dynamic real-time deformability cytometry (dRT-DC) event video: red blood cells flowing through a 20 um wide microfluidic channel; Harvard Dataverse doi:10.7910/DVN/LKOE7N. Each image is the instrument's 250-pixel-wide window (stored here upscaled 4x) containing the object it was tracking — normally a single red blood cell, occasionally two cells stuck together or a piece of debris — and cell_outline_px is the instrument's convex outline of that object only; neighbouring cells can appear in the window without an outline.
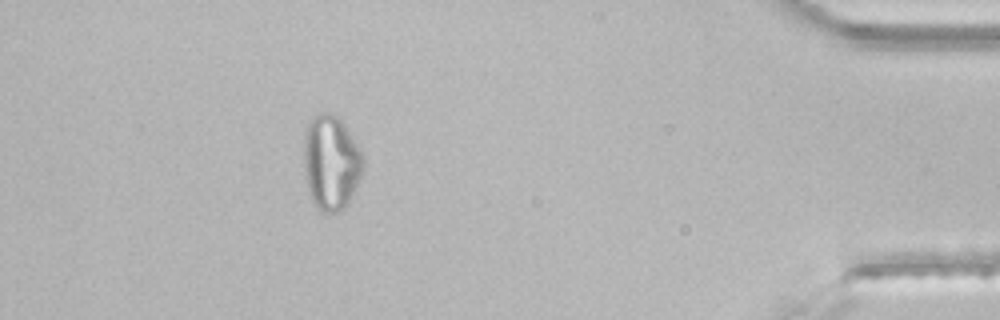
{"species": "common noctule bat (a hibernating species)", "species_latin": "Nyctalus noctula", "temperature_condition": "room temperature", "stored_images_in_passage": 43, "segment_of_instrument_passage": [2, 2], "camera_frame_rate_fps": 3000, "um_per_image_px": 0.085, "animal": {"sex": "male", "body_mass_g": 21.5, "forearm_length_mm": 52.0}, "frame": {"image": 1, "passage_image": 39, "time_ms": 12.667, "image_size_px": [1000, 320], "cell_outline_px": [[364, 168], [352, 196], [344, 208], [340, 212], [324, 212], [312, 200], [308, 188], [304, 172], [304, 132], [312, 116], [316, 112], [332, 112], [344, 124], [364, 152]], "centroid_in_image_um": [28.16, 13.76], "position_along_channel_um": 407.0, "area_um2": 33.12}}